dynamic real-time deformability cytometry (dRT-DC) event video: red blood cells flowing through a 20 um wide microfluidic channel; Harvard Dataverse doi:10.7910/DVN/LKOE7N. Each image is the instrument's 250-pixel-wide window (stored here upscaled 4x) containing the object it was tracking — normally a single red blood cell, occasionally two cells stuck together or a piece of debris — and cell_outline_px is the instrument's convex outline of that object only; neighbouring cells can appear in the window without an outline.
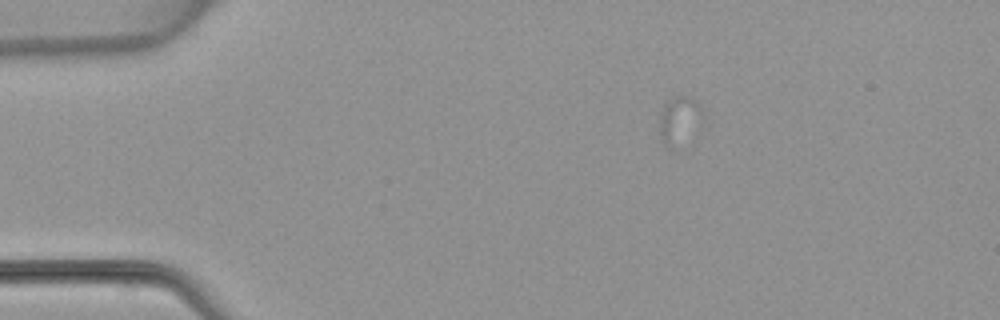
{"species": "common noctule bat (a hibernating species)", "species_latin": "Nyctalus noctula", "temperature_condition": "warm", "stored_images_in_passage": 2, "camera_frame_rate_fps": 3000, "um_per_image_px": 0.085, "animal": {"sex": "female", "body_mass_g": 22.7, "forearm_length_mm": 54.2}, "frame": {"image": 1, "passage_image": 1, "time_ms": 0.0, "image_size_px": [1000, 320], "cell_outline_px": [[704, 124], [668, 144], [660, 136], [660, 116], [664, 104], [668, 100], [676, 96], [692, 96], [700, 104], [704, 112]], "centroid_in_image_um": [57.82, 10.0], "position_along_channel_um": 27.2, "area_um2": 11.16}}
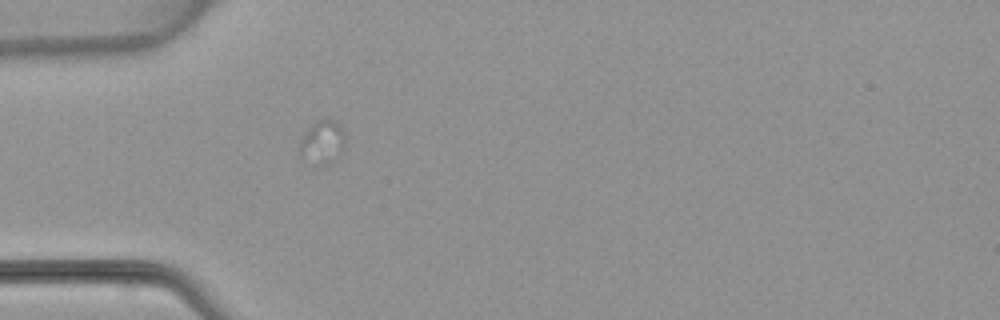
{"frame": {"image": 2, "passage_image": 2, "time_ms": 2.333, "image_size_px": [1000, 320], "cell_outline_px": [[344, 144], [340, 156], [328, 164], [320, 164], [300, 156], [300, 140], [304, 132], [316, 120], [324, 116], [328, 116], [336, 120], [344, 132]], "centroid_in_image_um": [27.42, 12.0], "position_along_channel_um": 57.6, "area_um2": 11.68}}